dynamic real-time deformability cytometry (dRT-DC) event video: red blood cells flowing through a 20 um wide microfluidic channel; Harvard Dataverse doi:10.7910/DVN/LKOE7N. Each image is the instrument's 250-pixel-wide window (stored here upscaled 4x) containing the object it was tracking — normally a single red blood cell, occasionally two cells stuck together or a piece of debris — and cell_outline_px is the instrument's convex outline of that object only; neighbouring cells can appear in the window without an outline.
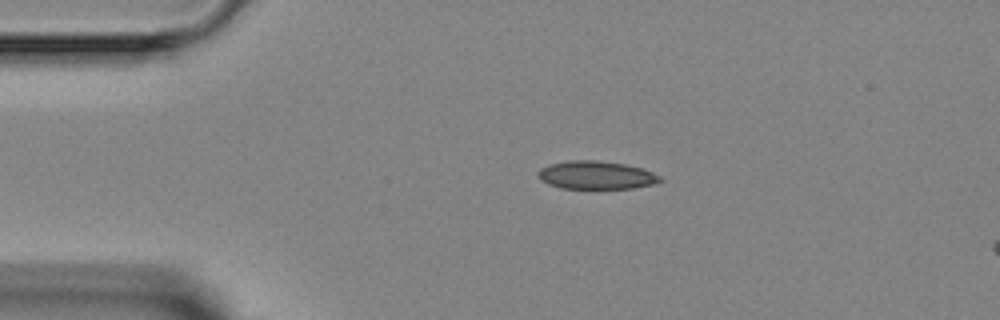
{"species": "Egyptian fruit bat (a non-hibernating species)", "species_latin": "Rousettus aegyptiacus", "temperature_condition": "room temperature", "stored_images_in_passage": 3, "segment_of_instrument_passage": [1, 2], "camera_frame_rate_fps": 3000, "um_per_image_px": 0.085, "animal": {"sex": "female"}, "frame": {"image": 1, "passage_image": 1, "time_ms": 0.0, "image_size_px": [1000, 320], "cell_outline_px": [[664, 180], [652, 184], [632, 188], [560, 188], [548, 184], [540, 180], [536, 176], [536, 172], [540, 168], [548, 164], [568, 160], [596, 160], [624, 164], [640, 168], [652, 172], [660, 176]], "centroid_in_image_um": [50.6, 14.88], "position_along_channel_um": 34.4, "area_um2": 20.06}}